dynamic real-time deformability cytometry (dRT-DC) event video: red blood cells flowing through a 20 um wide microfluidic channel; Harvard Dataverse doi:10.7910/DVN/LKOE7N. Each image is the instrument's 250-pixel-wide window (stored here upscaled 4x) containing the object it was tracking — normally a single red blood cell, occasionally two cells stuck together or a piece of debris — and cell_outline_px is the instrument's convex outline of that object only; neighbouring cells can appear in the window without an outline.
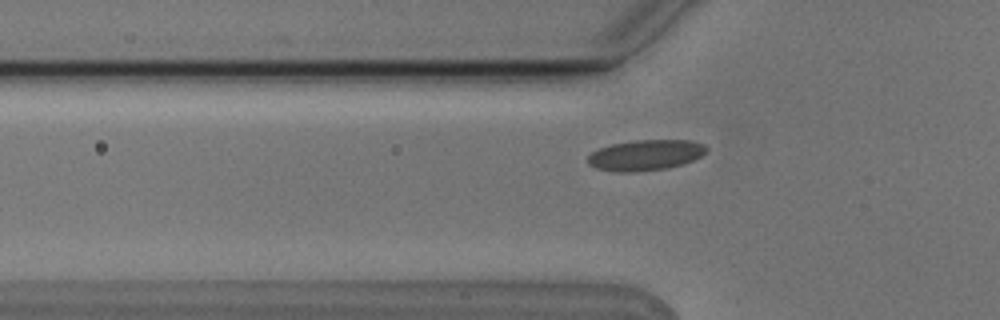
{"species": "Egyptian fruit bat (a non-hibernating species)", "species_latin": "Rousettus aegyptiacus", "temperature_condition": "cold", "stored_images_in_passage": 5, "camera_frame_rate_fps": 3000, "um_per_image_px": 0.085, "animal": {"sex": "male"}, "frame": {"image": 1, "passage_image": 3, "time_ms": 0.667, "image_size_px": [1000, 320], "cell_outline_px": [[708, 152], [684, 164], [668, 168], [632, 172], [616, 172], [596, 168], [588, 164], [588, 156], [592, 152], [600, 148], [612, 144], [636, 140], [692, 140], [704, 144], [708, 148]], "centroid_in_image_um": [54.9, 13.18], "position_along_channel_um": 70.9, "area_um2": 21.27}}
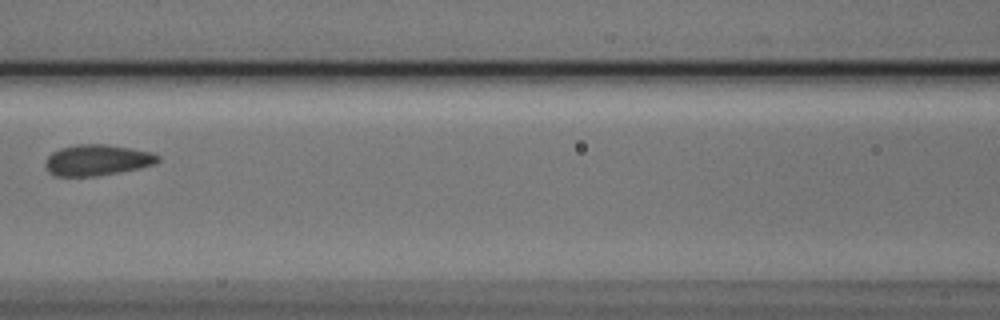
{"frame": {"image": 2, "passage_image": 5, "time_ms": 1.333, "image_size_px": [1000, 320], "cell_outline_px": [[160, 160], [156, 164], [96, 176], [52, 176], [48, 172], [44, 164], [48, 156], [52, 152], [60, 148], [76, 144], [104, 144], [152, 152], [160, 156]], "centroid_in_image_um": [8.22, 13.6], "position_along_channel_um": 158.4, "area_um2": 20.23}}